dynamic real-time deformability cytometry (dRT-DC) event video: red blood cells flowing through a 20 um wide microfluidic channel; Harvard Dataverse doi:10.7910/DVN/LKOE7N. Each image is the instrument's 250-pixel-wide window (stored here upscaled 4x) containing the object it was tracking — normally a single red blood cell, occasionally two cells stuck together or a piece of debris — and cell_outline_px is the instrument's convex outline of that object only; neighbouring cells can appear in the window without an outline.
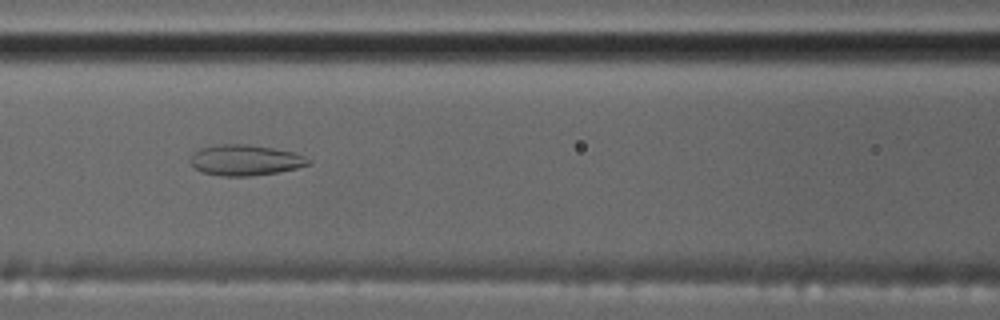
{"species": "common noctule bat (a hibernating species)", "species_latin": "Nyctalus noctula", "temperature_condition": "cold", "stored_images_in_passage": 9, "camera_frame_rate_fps": 3000, "um_per_image_px": 0.085, "animal": {"sex": "male", "body_mass_g": 17.5, "forearm_length_mm": 52.3}, "frame": {"image": 1, "passage_image": 8, "time_ms": 8.0, "image_size_px": [1000, 320], "cell_outline_px": [[312, 164], [296, 168], [276, 172], [248, 176], [220, 176], [200, 172], [192, 164], [192, 156], [200, 148], [216, 144], [248, 144], [272, 148], [292, 152], [304, 156], [312, 160]], "centroid_in_image_um": [20.86, 13.61], "position_along_channel_um": 145.7, "area_um2": 20.98}}